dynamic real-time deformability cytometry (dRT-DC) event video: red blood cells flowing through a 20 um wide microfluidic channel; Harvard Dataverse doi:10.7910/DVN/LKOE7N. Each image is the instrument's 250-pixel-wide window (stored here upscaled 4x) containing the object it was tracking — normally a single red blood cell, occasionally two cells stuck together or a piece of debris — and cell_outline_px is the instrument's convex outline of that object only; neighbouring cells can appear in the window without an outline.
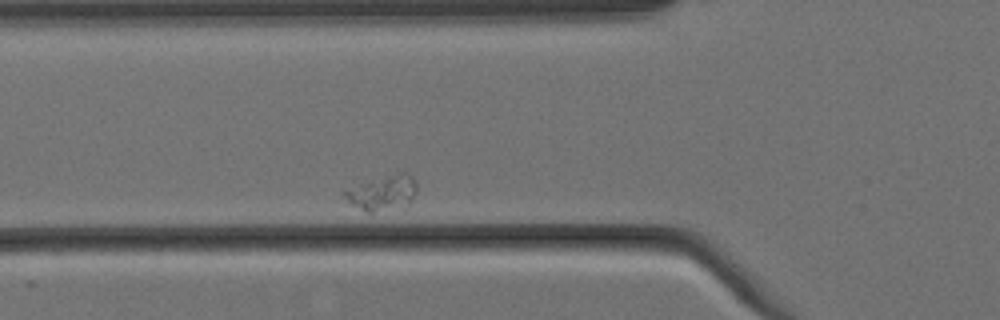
{"species": "Egyptian fruit bat (a non-hibernating species)", "species_latin": "Rousettus aegyptiacus", "temperature_condition": "cold", "stored_images_in_passage": 5, "camera_frame_rate_fps": 3000, "um_per_image_px": 0.085, "animal": {"sex": "female"}, "frame": {"image": 1, "passage_image": 2, "time_ms": 0.333, "image_size_px": [1000, 320], "cell_outline_px": [[416, 192], [408, 208], [372, 212], [368, 212], [352, 204], [344, 196], [344, 192], [360, 184], [400, 172], [408, 172], [416, 180]], "centroid_in_image_um": [32.64, 16.42], "position_along_channel_um": 93.2, "area_um2": 14.62}}
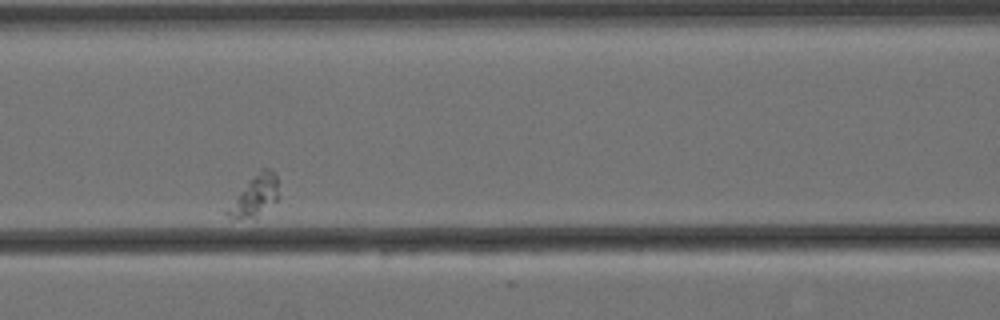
{"frame": {"image": 2, "passage_image": 4, "time_ms": 1.0, "image_size_px": [1000, 320], "cell_outline_px": [[280, 196], [256, 220], [232, 216], [224, 212], [224, 208], [260, 168], [272, 168], [276, 176]], "centroid_in_image_um": [21.68, 16.65], "position_along_channel_um": 144.9, "area_um2": 12.43}}
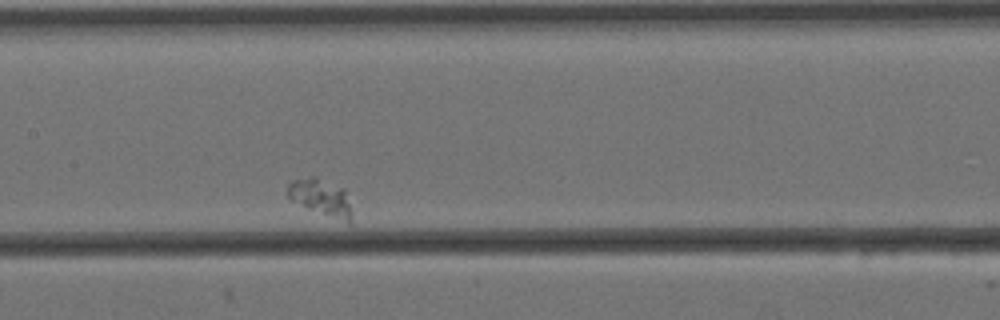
{"frame": {"image": 3, "passage_image": 5, "time_ms": 1.333, "image_size_px": [1000, 320], "cell_outline_px": [[352, 224], [348, 224], [288, 200], [288, 184], [292, 180], [312, 176], [316, 176], [344, 188], [352, 220]], "centroid_in_image_um": [27.26, 16.78], "position_along_channel_um": 180.1, "area_um2": 13.7}}